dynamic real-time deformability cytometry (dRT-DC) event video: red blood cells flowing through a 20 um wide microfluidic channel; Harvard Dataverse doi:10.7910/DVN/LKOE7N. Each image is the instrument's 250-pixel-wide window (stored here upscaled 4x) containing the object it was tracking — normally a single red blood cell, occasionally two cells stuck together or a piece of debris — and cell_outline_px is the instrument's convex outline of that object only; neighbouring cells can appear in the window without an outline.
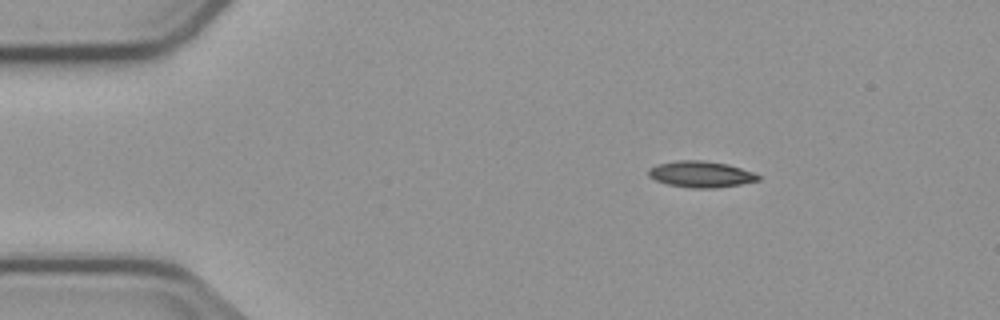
{"species": "common noctule bat (a hibernating species)", "species_latin": "Nyctalus noctula", "temperature_condition": "cold", "stored_images_in_passage": 3, "camera_frame_rate_fps": 3000, "um_per_image_px": 0.085, "animal": {"sex": "male", "body_mass_g": 23.1, "forearm_length_mm": 52.7}, "frame": {"image": 1, "passage_image": 1, "time_ms": 0.0, "image_size_px": [1000, 320], "cell_outline_px": [[760, 180], [740, 184], [716, 188], [692, 188], [668, 184], [656, 180], [648, 176], [648, 168], [656, 164], [676, 160], [704, 160], [728, 164], [752, 172], [760, 176]], "centroid_in_image_um": [59.54, 14.8], "position_along_channel_um": 25.5, "area_um2": 16.82}}